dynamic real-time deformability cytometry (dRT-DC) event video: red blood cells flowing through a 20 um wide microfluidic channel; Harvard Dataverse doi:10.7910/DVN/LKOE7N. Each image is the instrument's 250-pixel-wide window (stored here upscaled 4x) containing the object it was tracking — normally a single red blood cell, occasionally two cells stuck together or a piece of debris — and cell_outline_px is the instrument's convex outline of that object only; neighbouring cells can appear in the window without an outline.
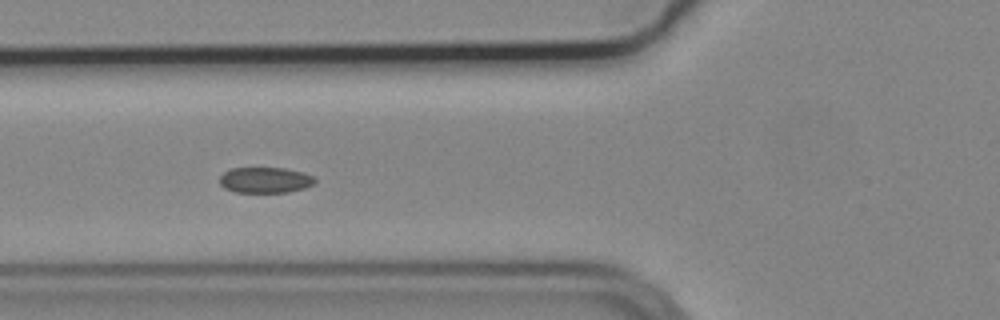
{"species": "common noctule bat (a hibernating species)", "species_latin": "Nyctalus noctula", "temperature_condition": "cold", "stored_images_in_passage": 38, "camera_frame_rate_fps": 3000, "um_per_image_px": 0.085, "animal": {"sex": "male", "body_mass_g": 19.2, "forearm_length_mm": 51.8}, "frame": {"image": 1, "passage_image": 12, "time_ms": 3.667, "image_size_px": [1000, 320], "cell_outline_px": [[316, 180], [312, 184], [304, 188], [288, 192], [236, 192], [224, 188], [220, 184], [220, 176], [224, 172], [232, 168], [284, 168], [304, 172], [312, 176]], "centroid_in_image_um": [22.53, 15.3], "position_along_channel_um": 103.3, "area_um2": 14.22}, "authors_computed_cell_mechanics": {"area_um2": 16.2129, "velocity_mm_per_s": 3.688, "shape_relaxation_time_tau1_ms": null, "shape_relaxation_time_tau2_ms": 8.072, "deformation_change_tau1": null, "deformation_change_tau2": 0.1638}}